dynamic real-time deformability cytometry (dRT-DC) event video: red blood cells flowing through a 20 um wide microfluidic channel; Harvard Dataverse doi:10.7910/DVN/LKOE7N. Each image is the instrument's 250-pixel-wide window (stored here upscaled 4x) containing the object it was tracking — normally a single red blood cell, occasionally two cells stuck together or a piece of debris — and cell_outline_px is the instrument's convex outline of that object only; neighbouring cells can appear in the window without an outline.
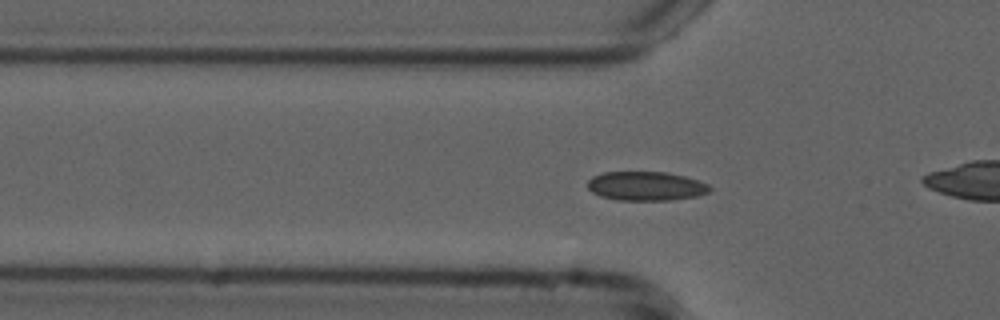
{"species": "common noctule bat (a hibernating species)", "species_latin": "Nyctalus noctula", "temperature_condition": "cold", "stored_images_in_passage": 55, "camera_frame_rate_fps": 3000, "um_per_image_px": 0.085, "animal": {"sex": "male", "forearm_length_mm": 52.5}, "frame": {"image": 1, "passage_image": 17, "time_ms": 5.333, "image_size_px": [1000, 320], "cell_outline_px": [[712, 188], [708, 192], [696, 196], [672, 200], [616, 200], [600, 196], [592, 192], [588, 188], [588, 180], [592, 176], [604, 172], [668, 172], [684, 176], [708, 184]], "centroid_in_image_um": [54.88, 15.82], "position_along_channel_um": 70.9, "area_um2": 20.69}}
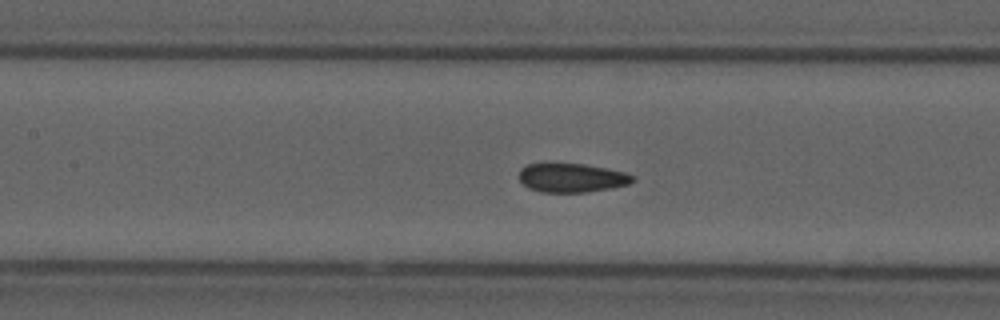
{"frame": {"image": 2, "passage_image": 24, "time_ms": 7.667, "image_size_px": [1000, 320], "cell_outline_px": [[636, 180], [628, 184], [612, 188], [588, 192], [540, 192], [528, 188], [520, 180], [520, 168], [528, 164], [548, 160], [584, 164], [624, 172], [636, 176]], "centroid_in_image_um": [48.56, 15.07], "position_along_channel_um": 158.8, "area_um2": 19.88}}
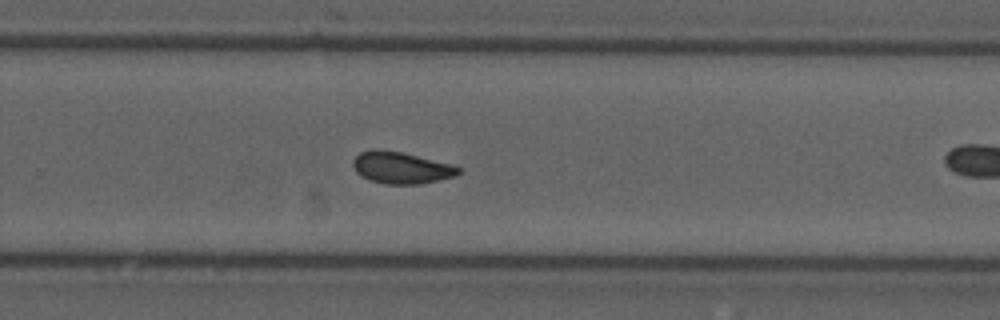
{"frame": {"image": 3, "passage_image": 35, "time_ms": 11.333, "image_size_px": [1000, 320], "cell_outline_px": [[460, 172], [456, 176], [420, 184], [384, 184], [360, 176], [356, 172], [352, 164], [352, 160], [360, 152], [400, 152], [452, 164], [460, 168]], "centroid_in_image_um": [34.13, 14.3], "position_along_channel_um": 295.7, "area_um2": 18.9}, "authors_computed_cell_mechanics": {"area_um2": 19.5364, "velocity_mm_per_s": 3.7405, "shape_relaxation_time_tau1_ms": 6.0565, "shape_relaxation_time_tau2_ms": null, "deformation_change_tau1": 0.0968, "deformation_change_tau2": null}}